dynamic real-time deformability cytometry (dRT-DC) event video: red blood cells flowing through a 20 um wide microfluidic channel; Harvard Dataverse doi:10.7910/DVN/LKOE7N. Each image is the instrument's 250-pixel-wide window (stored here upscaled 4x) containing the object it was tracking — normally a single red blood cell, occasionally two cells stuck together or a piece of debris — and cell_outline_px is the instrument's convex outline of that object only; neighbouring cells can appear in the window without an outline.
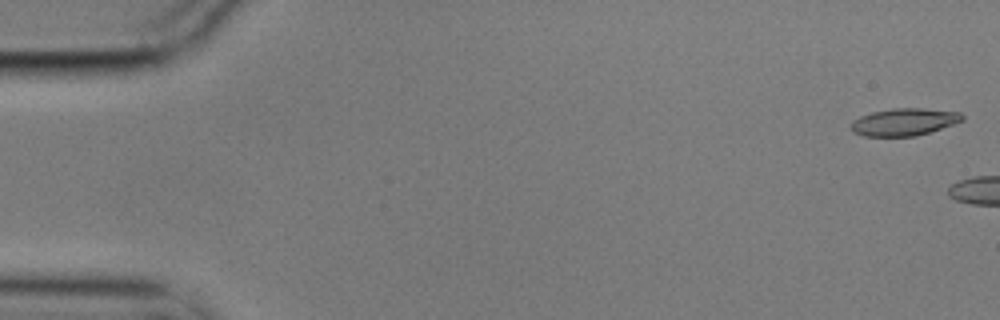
{"species": "common noctule bat (a hibernating species)", "species_latin": "Nyctalus noctula", "temperature_condition": "cold", "stored_images_in_passage": 3, "camera_frame_rate_fps": 3000, "um_per_image_px": 0.085, "animal": {"sex": "male", "body_mass_g": 17.9}, "frame": {"image": 1, "passage_image": 1, "time_ms": 0.0, "image_size_px": [1000, 320], "cell_outline_px": [[964, 120], [916, 136], [864, 136], [852, 132], [852, 120], [860, 116], [872, 112], [892, 108], [924, 108], [960, 112], [964, 116]], "centroid_in_image_um": [76.84, 10.35], "position_along_channel_um": 8.2, "area_um2": 17.63}}